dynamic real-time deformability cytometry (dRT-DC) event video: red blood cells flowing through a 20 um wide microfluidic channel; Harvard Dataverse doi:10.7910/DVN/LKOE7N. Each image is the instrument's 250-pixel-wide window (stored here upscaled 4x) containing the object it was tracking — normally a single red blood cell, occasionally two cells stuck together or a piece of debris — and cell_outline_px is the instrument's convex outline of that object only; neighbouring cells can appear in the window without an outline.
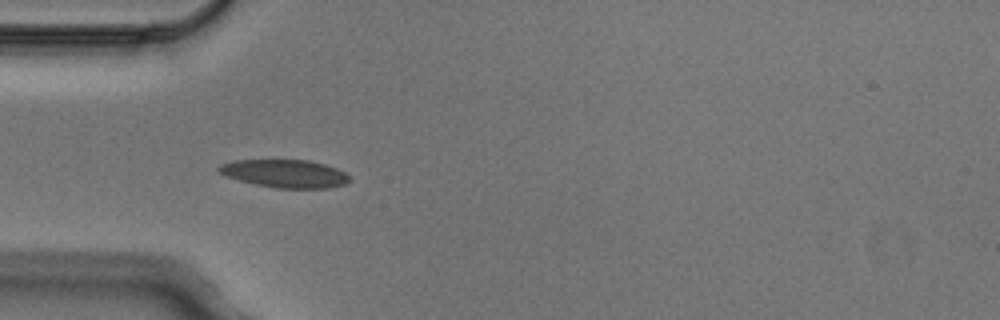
{"species": "Egyptian fruit bat (a non-hibernating species)", "species_latin": "Rousettus aegyptiacus", "temperature_condition": "cold", "stored_images_in_passage": 6, "camera_frame_rate_fps": 3000, "um_per_image_px": 0.085, "animal": {"sex": "male"}, "frame": {"image": 1, "passage_image": 5, "time_ms": 1.333, "image_size_px": [1000, 320], "cell_outline_px": [[348, 180], [344, 184], [328, 188], [276, 188], [256, 184], [224, 176], [216, 168], [220, 164], [236, 160], [308, 160], [324, 164], [336, 168], [344, 172], [348, 176]], "centroid_in_image_um": [24.18, 14.75], "position_along_channel_um": 60.8, "area_um2": 21.1}}
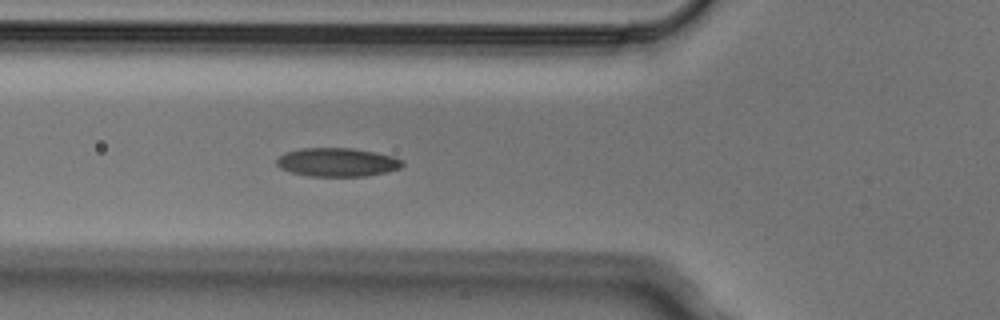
{"frame": {"image": 2, "passage_image": 6, "time_ms": 1.667, "image_size_px": [1000, 320], "cell_outline_px": [[404, 164], [400, 168], [388, 172], [368, 176], [308, 176], [292, 172], [280, 168], [276, 164], [276, 160], [284, 152], [300, 148], [352, 148], [376, 152], [392, 156], [404, 160]], "centroid_in_image_um": [28.68, 13.79], "position_along_channel_um": 97.1, "area_um2": 21.15}}